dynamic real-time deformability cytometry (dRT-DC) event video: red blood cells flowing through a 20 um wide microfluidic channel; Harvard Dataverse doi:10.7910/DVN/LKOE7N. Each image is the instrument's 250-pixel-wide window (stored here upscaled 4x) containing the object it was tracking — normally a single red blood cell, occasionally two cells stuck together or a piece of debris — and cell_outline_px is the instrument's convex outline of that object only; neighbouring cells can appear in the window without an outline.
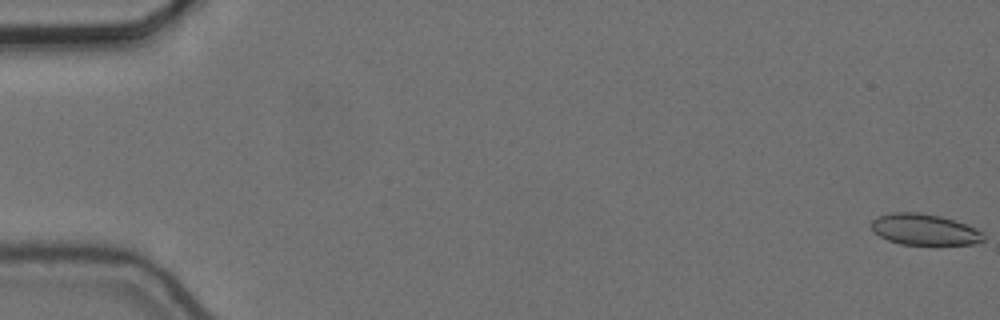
{"species": "common noctule bat (a hibernating species)", "species_latin": "Nyctalus noctula", "temperature_condition": "cold", "stored_images_in_passage": 57, "camera_frame_rate_fps": 3000, "um_per_image_px": 0.085, "animal": {"sex": "female", "body_mass_g": 24.6, "forearm_length_mm": 56.2}, "frame": {"image": 1, "passage_image": 1, "time_ms": 0.0, "image_size_px": [1000, 320], "cell_outline_px": [[984, 240], [972, 244], [936, 248], [900, 244], [888, 240], [880, 236], [872, 228], [872, 220], [880, 216], [892, 212], [916, 212], [940, 216], [956, 220], [976, 228], [984, 232]], "centroid_in_image_um": [78.66, 19.57], "position_along_channel_um": 6.3, "area_um2": 21.21}}
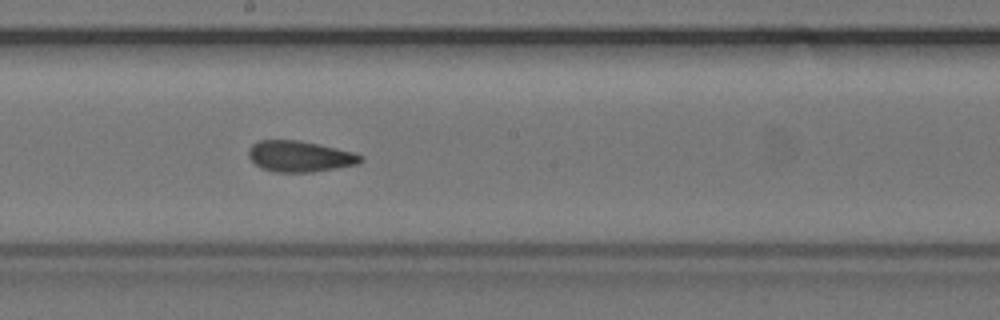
{"frame": {"image": 2, "passage_image": 32, "time_ms": 10.333, "image_size_px": [1000, 320], "cell_outline_px": [[364, 160], [356, 164], [336, 168], [312, 172], [276, 172], [260, 168], [248, 156], [248, 148], [252, 144], [260, 140], [296, 140], [356, 152], [364, 156]], "centroid_in_image_um": [25.48, 13.29], "position_along_channel_um": 222.7, "area_um2": 20.23}}
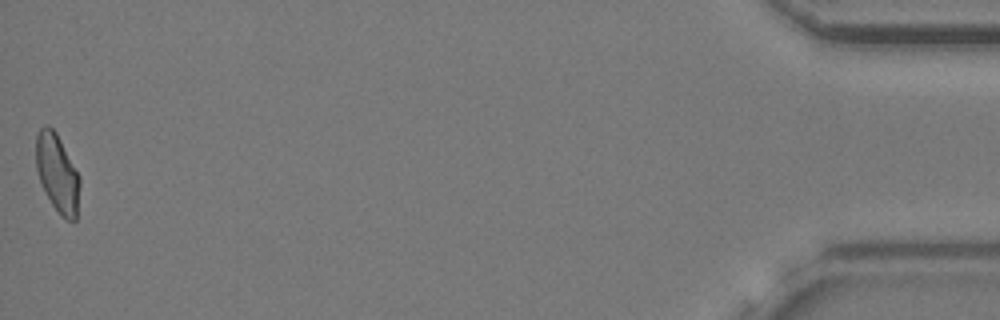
{"frame": {"image": 3, "passage_image": 57, "time_ms": 18.667, "image_size_px": [1000, 320], "cell_outline_px": [[80, 184], [76, 220], [64, 220], [60, 216], [52, 204], [40, 180], [36, 168], [36, 136], [40, 128], [44, 124], [48, 124], [56, 132], [80, 176]], "centroid_in_image_um": [4.88, 14.71], "position_along_channel_um": 430.3, "area_um2": 19.88}, "authors_computed_cell_mechanics": {"area_um2": 20.6924, "velocity_mm_per_s": 3.6538, "shape_relaxation_time_tau1_ms": 9.8289, "shape_relaxation_time_tau2_ms": 1.5082, "deformation_change_tau1": 0.1611, "deformation_change_tau2": 0.0808}}